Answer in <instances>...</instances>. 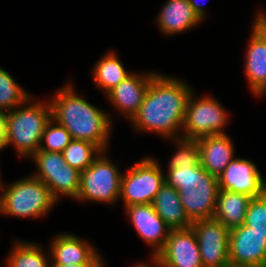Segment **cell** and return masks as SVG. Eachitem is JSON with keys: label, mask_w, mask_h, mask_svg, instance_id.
Returning <instances> with one entry per match:
<instances>
[{"label": "cell", "mask_w": 266, "mask_h": 267, "mask_svg": "<svg viewBox=\"0 0 266 267\" xmlns=\"http://www.w3.org/2000/svg\"><path fill=\"white\" fill-rule=\"evenodd\" d=\"M29 159H32L36 166V171L32 172V175H57L66 164L60 152L38 150Z\"/></svg>", "instance_id": "28"}, {"label": "cell", "mask_w": 266, "mask_h": 267, "mask_svg": "<svg viewBox=\"0 0 266 267\" xmlns=\"http://www.w3.org/2000/svg\"><path fill=\"white\" fill-rule=\"evenodd\" d=\"M193 90L181 77L157 72L138 112L129 121L133 132L157 134L165 140L181 138L186 105Z\"/></svg>", "instance_id": "1"}, {"label": "cell", "mask_w": 266, "mask_h": 267, "mask_svg": "<svg viewBox=\"0 0 266 267\" xmlns=\"http://www.w3.org/2000/svg\"><path fill=\"white\" fill-rule=\"evenodd\" d=\"M11 246L5 259L7 267H52L49 250L41 243L15 239Z\"/></svg>", "instance_id": "22"}, {"label": "cell", "mask_w": 266, "mask_h": 267, "mask_svg": "<svg viewBox=\"0 0 266 267\" xmlns=\"http://www.w3.org/2000/svg\"><path fill=\"white\" fill-rule=\"evenodd\" d=\"M33 176L47 185L58 203L63 196L74 200L78 196L81 172L70 167L67 163L57 175Z\"/></svg>", "instance_id": "23"}, {"label": "cell", "mask_w": 266, "mask_h": 267, "mask_svg": "<svg viewBox=\"0 0 266 267\" xmlns=\"http://www.w3.org/2000/svg\"><path fill=\"white\" fill-rule=\"evenodd\" d=\"M5 114V149L13 147L18 157L30 158L39 150L43 132L52 118L49 99L31 95L24 103Z\"/></svg>", "instance_id": "4"}, {"label": "cell", "mask_w": 266, "mask_h": 267, "mask_svg": "<svg viewBox=\"0 0 266 267\" xmlns=\"http://www.w3.org/2000/svg\"><path fill=\"white\" fill-rule=\"evenodd\" d=\"M52 267H107L101 253H97L91 260L85 264H68V265H52Z\"/></svg>", "instance_id": "30"}, {"label": "cell", "mask_w": 266, "mask_h": 267, "mask_svg": "<svg viewBox=\"0 0 266 267\" xmlns=\"http://www.w3.org/2000/svg\"><path fill=\"white\" fill-rule=\"evenodd\" d=\"M5 114L0 112V152L5 149L6 131H5Z\"/></svg>", "instance_id": "32"}, {"label": "cell", "mask_w": 266, "mask_h": 267, "mask_svg": "<svg viewBox=\"0 0 266 267\" xmlns=\"http://www.w3.org/2000/svg\"><path fill=\"white\" fill-rule=\"evenodd\" d=\"M257 10L244 54V74L251 95L266 96V11Z\"/></svg>", "instance_id": "9"}, {"label": "cell", "mask_w": 266, "mask_h": 267, "mask_svg": "<svg viewBox=\"0 0 266 267\" xmlns=\"http://www.w3.org/2000/svg\"><path fill=\"white\" fill-rule=\"evenodd\" d=\"M73 81L68 80L51 94L52 119L64 126L72 139L84 140L109 151L114 119L110 112L95 106L78 94Z\"/></svg>", "instance_id": "2"}, {"label": "cell", "mask_w": 266, "mask_h": 267, "mask_svg": "<svg viewBox=\"0 0 266 267\" xmlns=\"http://www.w3.org/2000/svg\"><path fill=\"white\" fill-rule=\"evenodd\" d=\"M2 214L1 197H0V215Z\"/></svg>", "instance_id": "35"}, {"label": "cell", "mask_w": 266, "mask_h": 267, "mask_svg": "<svg viewBox=\"0 0 266 267\" xmlns=\"http://www.w3.org/2000/svg\"><path fill=\"white\" fill-rule=\"evenodd\" d=\"M244 225L253 228V231L266 238V192L259 197L251 198Z\"/></svg>", "instance_id": "29"}, {"label": "cell", "mask_w": 266, "mask_h": 267, "mask_svg": "<svg viewBox=\"0 0 266 267\" xmlns=\"http://www.w3.org/2000/svg\"><path fill=\"white\" fill-rule=\"evenodd\" d=\"M71 140L69 131L51 118L43 132L39 150L62 153Z\"/></svg>", "instance_id": "27"}, {"label": "cell", "mask_w": 266, "mask_h": 267, "mask_svg": "<svg viewBox=\"0 0 266 267\" xmlns=\"http://www.w3.org/2000/svg\"><path fill=\"white\" fill-rule=\"evenodd\" d=\"M130 167L121 177L119 202L122 201L124 208L152 204L165 182L161 164L155 157L145 156Z\"/></svg>", "instance_id": "8"}, {"label": "cell", "mask_w": 266, "mask_h": 267, "mask_svg": "<svg viewBox=\"0 0 266 267\" xmlns=\"http://www.w3.org/2000/svg\"><path fill=\"white\" fill-rule=\"evenodd\" d=\"M158 71L132 72L106 95L110 106L128 122L138 112L152 77Z\"/></svg>", "instance_id": "15"}, {"label": "cell", "mask_w": 266, "mask_h": 267, "mask_svg": "<svg viewBox=\"0 0 266 267\" xmlns=\"http://www.w3.org/2000/svg\"><path fill=\"white\" fill-rule=\"evenodd\" d=\"M189 4L197 16H199L202 21H205L208 13L206 7H204L205 5L201 3L200 0H189Z\"/></svg>", "instance_id": "31"}, {"label": "cell", "mask_w": 266, "mask_h": 267, "mask_svg": "<svg viewBox=\"0 0 266 267\" xmlns=\"http://www.w3.org/2000/svg\"><path fill=\"white\" fill-rule=\"evenodd\" d=\"M132 267H159V266L152 259H149L148 262L140 261V262L134 263Z\"/></svg>", "instance_id": "33"}, {"label": "cell", "mask_w": 266, "mask_h": 267, "mask_svg": "<svg viewBox=\"0 0 266 267\" xmlns=\"http://www.w3.org/2000/svg\"><path fill=\"white\" fill-rule=\"evenodd\" d=\"M117 51L110 49L93 65L92 83L106 95L132 73L127 70Z\"/></svg>", "instance_id": "20"}, {"label": "cell", "mask_w": 266, "mask_h": 267, "mask_svg": "<svg viewBox=\"0 0 266 267\" xmlns=\"http://www.w3.org/2000/svg\"><path fill=\"white\" fill-rule=\"evenodd\" d=\"M191 227L198 240L203 267H230V229L214 218L194 221Z\"/></svg>", "instance_id": "10"}, {"label": "cell", "mask_w": 266, "mask_h": 267, "mask_svg": "<svg viewBox=\"0 0 266 267\" xmlns=\"http://www.w3.org/2000/svg\"><path fill=\"white\" fill-rule=\"evenodd\" d=\"M152 205L170 229L190 228L192 222L182 207L179 192L164 182Z\"/></svg>", "instance_id": "19"}, {"label": "cell", "mask_w": 266, "mask_h": 267, "mask_svg": "<svg viewBox=\"0 0 266 267\" xmlns=\"http://www.w3.org/2000/svg\"><path fill=\"white\" fill-rule=\"evenodd\" d=\"M2 181H3V178H2L1 169H0V197H1V186H2Z\"/></svg>", "instance_id": "34"}, {"label": "cell", "mask_w": 266, "mask_h": 267, "mask_svg": "<svg viewBox=\"0 0 266 267\" xmlns=\"http://www.w3.org/2000/svg\"><path fill=\"white\" fill-rule=\"evenodd\" d=\"M230 267H265L266 238L244 224L230 229Z\"/></svg>", "instance_id": "14"}, {"label": "cell", "mask_w": 266, "mask_h": 267, "mask_svg": "<svg viewBox=\"0 0 266 267\" xmlns=\"http://www.w3.org/2000/svg\"><path fill=\"white\" fill-rule=\"evenodd\" d=\"M102 151L94 162L81 172L78 196L75 202L103 203L119 202L122 172L115 161ZM107 154V155H106Z\"/></svg>", "instance_id": "6"}, {"label": "cell", "mask_w": 266, "mask_h": 267, "mask_svg": "<svg viewBox=\"0 0 266 267\" xmlns=\"http://www.w3.org/2000/svg\"><path fill=\"white\" fill-rule=\"evenodd\" d=\"M202 22L190 6L189 0H166L155 17V25L166 37L185 34Z\"/></svg>", "instance_id": "17"}, {"label": "cell", "mask_w": 266, "mask_h": 267, "mask_svg": "<svg viewBox=\"0 0 266 267\" xmlns=\"http://www.w3.org/2000/svg\"><path fill=\"white\" fill-rule=\"evenodd\" d=\"M250 200L245 194L219 189L213 218L228 229L241 226Z\"/></svg>", "instance_id": "21"}, {"label": "cell", "mask_w": 266, "mask_h": 267, "mask_svg": "<svg viewBox=\"0 0 266 267\" xmlns=\"http://www.w3.org/2000/svg\"><path fill=\"white\" fill-rule=\"evenodd\" d=\"M173 142L176 151L171 155L167 168H188L195 166L199 161V143L194 139L174 138L167 139Z\"/></svg>", "instance_id": "26"}, {"label": "cell", "mask_w": 266, "mask_h": 267, "mask_svg": "<svg viewBox=\"0 0 266 267\" xmlns=\"http://www.w3.org/2000/svg\"><path fill=\"white\" fill-rule=\"evenodd\" d=\"M58 201L47 185L32 174L1 186V216L25 219L46 217Z\"/></svg>", "instance_id": "5"}, {"label": "cell", "mask_w": 266, "mask_h": 267, "mask_svg": "<svg viewBox=\"0 0 266 267\" xmlns=\"http://www.w3.org/2000/svg\"><path fill=\"white\" fill-rule=\"evenodd\" d=\"M48 250L51 265L85 264L99 251L74 233L60 232L51 237Z\"/></svg>", "instance_id": "16"}, {"label": "cell", "mask_w": 266, "mask_h": 267, "mask_svg": "<svg viewBox=\"0 0 266 267\" xmlns=\"http://www.w3.org/2000/svg\"><path fill=\"white\" fill-rule=\"evenodd\" d=\"M219 189L259 197L266 192V178L253 160L234 157L218 176Z\"/></svg>", "instance_id": "12"}, {"label": "cell", "mask_w": 266, "mask_h": 267, "mask_svg": "<svg viewBox=\"0 0 266 267\" xmlns=\"http://www.w3.org/2000/svg\"><path fill=\"white\" fill-rule=\"evenodd\" d=\"M229 110L211 95L197 96L194 90L189 96L182 128V138H199L226 134L230 119ZM230 119V120H229Z\"/></svg>", "instance_id": "7"}, {"label": "cell", "mask_w": 266, "mask_h": 267, "mask_svg": "<svg viewBox=\"0 0 266 267\" xmlns=\"http://www.w3.org/2000/svg\"><path fill=\"white\" fill-rule=\"evenodd\" d=\"M197 141L201 166L216 177L236 156L235 145L228 133L202 137Z\"/></svg>", "instance_id": "18"}, {"label": "cell", "mask_w": 266, "mask_h": 267, "mask_svg": "<svg viewBox=\"0 0 266 267\" xmlns=\"http://www.w3.org/2000/svg\"><path fill=\"white\" fill-rule=\"evenodd\" d=\"M127 219L144 244L152 248L149 259H154L163 249L170 228L157 214L152 204L131 205L124 208Z\"/></svg>", "instance_id": "13"}, {"label": "cell", "mask_w": 266, "mask_h": 267, "mask_svg": "<svg viewBox=\"0 0 266 267\" xmlns=\"http://www.w3.org/2000/svg\"><path fill=\"white\" fill-rule=\"evenodd\" d=\"M164 179L179 192L182 207L191 222L213 218L219 192L218 177L209 174L200 161L188 168H167Z\"/></svg>", "instance_id": "3"}, {"label": "cell", "mask_w": 266, "mask_h": 267, "mask_svg": "<svg viewBox=\"0 0 266 267\" xmlns=\"http://www.w3.org/2000/svg\"><path fill=\"white\" fill-rule=\"evenodd\" d=\"M32 94L19 84L14 76L0 66V112L14 110Z\"/></svg>", "instance_id": "25"}, {"label": "cell", "mask_w": 266, "mask_h": 267, "mask_svg": "<svg viewBox=\"0 0 266 267\" xmlns=\"http://www.w3.org/2000/svg\"><path fill=\"white\" fill-rule=\"evenodd\" d=\"M101 152L102 150L91 142L72 139L62 154L70 167L82 172L94 162Z\"/></svg>", "instance_id": "24"}, {"label": "cell", "mask_w": 266, "mask_h": 267, "mask_svg": "<svg viewBox=\"0 0 266 267\" xmlns=\"http://www.w3.org/2000/svg\"><path fill=\"white\" fill-rule=\"evenodd\" d=\"M153 261L159 267H203L192 227L171 229L163 249Z\"/></svg>", "instance_id": "11"}]
</instances>
